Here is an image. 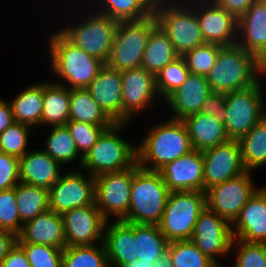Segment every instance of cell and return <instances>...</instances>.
Segmentation results:
<instances>
[{"label":"cell","instance_id":"6da1fadb","mask_svg":"<svg viewBox=\"0 0 266 267\" xmlns=\"http://www.w3.org/2000/svg\"><path fill=\"white\" fill-rule=\"evenodd\" d=\"M137 145V163L141 168L159 171L166 164L193 150L183 120L169 118L150 127Z\"/></svg>","mask_w":266,"mask_h":267},{"label":"cell","instance_id":"7a4b0ae2","mask_svg":"<svg viewBox=\"0 0 266 267\" xmlns=\"http://www.w3.org/2000/svg\"><path fill=\"white\" fill-rule=\"evenodd\" d=\"M48 41L50 70L61 81L56 84L69 89L86 88L105 65L71 43L60 31L53 32Z\"/></svg>","mask_w":266,"mask_h":267},{"label":"cell","instance_id":"3957f363","mask_svg":"<svg viewBox=\"0 0 266 267\" xmlns=\"http://www.w3.org/2000/svg\"><path fill=\"white\" fill-rule=\"evenodd\" d=\"M260 76L257 58L236 43L221 46L206 79L212 92L230 93L252 87Z\"/></svg>","mask_w":266,"mask_h":267},{"label":"cell","instance_id":"277c9868","mask_svg":"<svg viewBox=\"0 0 266 267\" xmlns=\"http://www.w3.org/2000/svg\"><path fill=\"white\" fill-rule=\"evenodd\" d=\"M170 192L159 171L141 168L136 162L131 185L130 208L123 221L158 225Z\"/></svg>","mask_w":266,"mask_h":267},{"label":"cell","instance_id":"5b68a950","mask_svg":"<svg viewBox=\"0 0 266 267\" xmlns=\"http://www.w3.org/2000/svg\"><path fill=\"white\" fill-rule=\"evenodd\" d=\"M153 14L180 56L205 43L195 9L186 0H155Z\"/></svg>","mask_w":266,"mask_h":267},{"label":"cell","instance_id":"8992f818","mask_svg":"<svg viewBox=\"0 0 266 267\" xmlns=\"http://www.w3.org/2000/svg\"><path fill=\"white\" fill-rule=\"evenodd\" d=\"M127 123H114L99 136L96 144L83 157L81 170L91 176L107 172H119L137 162L136 145L119 136Z\"/></svg>","mask_w":266,"mask_h":267},{"label":"cell","instance_id":"52a82bcc","mask_svg":"<svg viewBox=\"0 0 266 267\" xmlns=\"http://www.w3.org/2000/svg\"><path fill=\"white\" fill-rule=\"evenodd\" d=\"M89 12L88 15L81 14L78 23L69 24L59 31L75 46L106 64L119 22L95 11Z\"/></svg>","mask_w":266,"mask_h":267},{"label":"cell","instance_id":"ba28073f","mask_svg":"<svg viewBox=\"0 0 266 267\" xmlns=\"http://www.w3.org/2000/svg\"><path fill=\"white\" fill-rule=\"evenodd\" d=\"M206 208L202 191H172L158 224L168 242L191 240L199 214Z\"/></svg>","mask_w":266,"mask_h":267},{"label":"cell","instance_id":"9c48e42d","mask_svg":"<svg viewBox=\"0 0 266 267\" xmlns=\"http://www.w3.org/2000/svg\"><path fill=\"white\" fill-rule=\"evenodd\" d=\"M157 25L154 14L140 20L119 21L106 65L119 71L141 67L149 35Z\"/></svg>","mask_w":266,"mask_h":267},{"label":"cell","instance_id":"30bf717a","mask_svg":"<svg viewBox=\"0 0 266 267\" xmlns=\"http://www.w3.org/2000/svg\"><path fill=\"white\" fill-rule=\"evenodd\" d=\"M248 89L226 93L224 127L229 139L239 140L266 117L262 82Z\"/></svg>","mask_w":266,"mask_h":267},{"label":"cell","instance_id":"8fae6325","mask_svg":"<svg viewBox=\"0 0 266 267\" xmlns=\"http://www.w3.org/2000/svg\"><path fill=\"white\" fill-rule=\"evenodd\" d=\"M133 177L134 165L123 171L95 176V203L107 221L123 220L127 216Z\"/></svg>","mask_w":266,"mask_h":267},{"label":"cell","instance_id":"7c38bea8","mask_svg":"<svg viewBox=\"0 0 266 267\" xmlns=\"http://www.w3.org/2000/svg\"><path fill=\"white\" fill-rule=\"evenodd\" d=\"M251 174L252 171H245L237 177L207 189L206 207L232 224L258 189L255 188Z\"/></svg>","mask_w":266,"mask_h":267},{"label":"cell","instance_id":"4fadbf2b","mask_svg":"<svg viewBox=\"0 0 266 267\" xmlns=\"http://www.w3.org/2000/svg\"><path fill=\"white\" fill-rule=\"evenodd\" d=\"M80 169L62 173L49 189V209L63 214L71 209L95 203V177ZM64 174V175H63Z\"/></svg>","mask_w":266,"mask_h":267},{"label":"cell","instance_id":"5bb4252c","mask_svg":"<svg viewBox=\"0 0 266 267\" xmlns=\"http://www.w3.org/2000/svg\"><path fill=\"white\" fill-rule=\"evenodd\" d=\"M191 241L218 266L219 256L231 253L233 234L231 224L207 207L199 214Z\"/></svg>","mask_w":266,"mask_h":267},{"label":"cell","instance_id":"9a60e30c","mask_svg":"<svg viewBox=\"0 0 266 267\" xmlns=\"http://www.w3.org/2000/svg\"><path fill=\"white\" fill-rule=\"evenodd\" d=\"M123 123L130 124L133 117L147 108L153 107L156 97L155 75L145 68H133L121 71ZM153 105H152V104Z\"/></svg>","mask_w":266,"mask_h":267},{"label":"cell","instance_id":"2e32d148","mask_svg":"<svg viewBox=\"0 0 266 267\" xmlns=\"http://www.w3.org/2000/svg\"><path fill=\"white\" fill-rule=\"evenodd\" d=\"M195 9L205 43L229 46L237 43L238 19L213 0H187Z\"/></svg>","mask_w":266,"mask_h":267},{"label":"cell","instance_id":"e0dca14e","mask_svg":"<svg viewBox=\"0 0 266 267\" xmlns=\"http://www.w3.org/2000/svg\"><path fill=\"white\" fill-rule=\"evenodd\" d=\"M67 246L103 243L107 220L96 203L77 207L62 214Z\"/></svg>","mask_w":266,"mask_h":267},{"label":"cell","instance_id":"ac0fdd59","mask_svg":"<svg viewBox=\"0 0 266 267\" xmlns=\"http://www.w3.org/2000/svg\"><path fill=\"white\" fill-rule=\"evenodd\" d=\"M204 159V192L210 187L247 171L242 163L238 140L229 139L202 151Z\"/></svg>","mask_w":266,"mask_h":267},{"label":"cell","instance_id":"d6986e66","mask_svg":"<svg viewBox=\"0 0 266 267\" xmlns=\"http://www.w3.org/2000/svg\"><path fill=\"white\" fill-rule=\"evenodd\" d=\"M172 191L204 192V159L202 151L192 150L159 170Z\"/></svg>","mask_w":266,"mask_h":267},{"label":"cell","instance_id":"ffe728a7","mask_svg":"<svg viewBox=\"0 0 266 267\" xmlns=\"http://www.w3.org/2000/svg\"><path fill=\"white\" fill-rule=\"evenodd\" d=\"M231 228L233 238L249 243H266V186L258 187Z\"/></svg>","mask_w":266,"mask_h":267},{"label":"cell","instance_id":"44dd1931","mask_svg":"<svg viewBox=\"0 0 266 267\" xmlns=\"http://www.w3.org/2000/svg\"><path fill=\"white\" fill-rule=\"evenodd\" d=\"M121 71L106 64L86 87L92 98L114 123H123Z\"/></svg>","mask_w":266,"mask_h":267},{"label":"cell","instance_id":"7402d4cb","mask_svg":"<svg viewBox=\"0 0 266 267\" xmlns=\"http://www.w3.org/2000/svg\"><path fill=\"white\" fill-rule=\"evenodd\" d=\"M211 92L206 76L190 73L186 81L165 100L173 114L170 118L184 120L199 113Z\"/></svg>","mask_w":266,"mask_h":267},{"label":"cell","instance_id":"603a6c76","mask_svg":"<svg viewBox=\"0 0 266 267\" xmlns=\"http://www.w3.org/2000/svg\"><path fill=\"white\" fill-rule=\"evenodd\" d=\"M17 243L42 244L64 250L67 245L62 215L48 209L25 222Z\"/></svg>","mask_w":266,"mask_h":267},{"label":"cell","instance_id":"cb8c5ba5","mask_svg":"<svg viewBox=\"0 0 266 267\" xmlns=\"http://www.w3.org/2000/svg\"><path fill=\"white\" fill-rule=\"evenodd\" d=\"M112 221L109 220L105 224L103 242L109 266L121 267L138 258L135 252L134 224L123 220Z\"/></svg>","mask_w":266,"mask_h":267},{"label":"cell","instance_id":"d4e9b609","mask_svg":"<svg viewBox=\"0 0 266 267\" xmlns=\"http://www.w3.org/2000/svg\"><path fill=\"white\" fill-rule=\"evenodd\" d=\"M237 43L256 58L266 49V0H256L238 19Z\"/></svg>","mask_w":266,"mask_h":267},{"label":"cell","instance_id":"484cf974","mask_svg":"<svg viewBox=\"0 0 266 267\" xmlns=\"http://www.w3.org/2000/svg\"><path fill=\"white\" fill-rule=\"evenodd\" d=\"M20 182L50 189L63 173L62 166L43 149L19 158Z\"/></svg>","mask_w":266,"mask_h":267},{"label":"cell","instance_id":"4316f807","mask_svg":"<svg viewBox=\"0 0 266 267\" xmlns=\"http://www.w3.org/2000/svg\"><path fill=\"white\" fill-rule=\"evenodd\" d=\"M183 122L194 150L203 151L229 140L224 123L212 114L199 112L186 117Z\"/></svg>","mask_w":266,"mask_h":267},{"label":"cell","instance_id":"83f0119b","mask_svg":"<svg viewBox=\"0 0 266 267\" xmlns=\"http://www.w3.org/2000/svg\"><path fill=\"white\" fill-rule=\"evenodd\" d=\"M70 89L52 81L43 82V111L40 126H65L69 121Z\"/></svg>","mask_w":266,"mask_h":267},{"label":"cell","instance_id":"f1b7e54d","mask_svg":"<svg viewBox=\"0 0 266 267\" xmlns=\"http://www.w3.org/2000/svg\"><path fill=\"white\" fill-rule=\"evenodd\" d=\"M179 56L167 34L157 25L149 35L141 67L156 75Z\"/></svg>","mask_w":266,"mask_h":267},{"label":"cell","instance_id":"f546056e","mask_svg":"<svg viewBox=\"0 0 266 267\" xmlns=\"http://www.w3.org/2000/svg\"><path fill=\"white\" fill-rule=\"evenodd\" d=\"M93 0L89 4V10L109 16L116 21L140 20L153 14L155 0ZM100 2V3H99ZM97 3V4H96ZM96 10H95V6Z\"/></svg>","mask_w":266,"mask_h":267},{"label":"cell","instance_id":"4dcf8cb0","mask_svg":"<svg viewBox=\"0 0 266 267\" xmlns=\"http://www.w3.org/2000/svg\"><path fill=\"white\" fill-rule=\"evenodd\" d=\"M15 122L30 127L40 125L43 111V81L29 85L10 101Z\"/></svg>","mask_w":266,"mask_h":267},{"label":"cell","instance_id":"1f68e13d","mask_svg":"<svg viewBox=\"0 0 266 267\" xmlns=\"http://www.w3.org/2000/svg\"><path fill=\"white\" fill-rule=\"evenodd\" d=\"M69 121L87 122L105 129L114 124L86 88L70 89Z\"/></svg>","mask_w":266,"mask_h":267},{"label":"cell","instance_id":"d6a6232c","mask_svg":"<svg viewBox=\"0 0 266 267\" xmlns=\"http://www.w3.org/2000/svg\"><path fill=\"white\" fill-rule=\"evenodd\" d=\"M242 163L247 171L260 169L266 164V117L238 140Z\"/></svg>","mask_w":266,"mask_h":267},{"label":"cell","instance_id":"836d02e7","mask_svg":"<svg viewBox=\"0 0 266 267\" xmlns=\"http://www.w3.org/2000/svg\"><path fill=\"white\" fill-rule=\"evenodd\" d=\"M137 260L155 262L167 250L168 241L158 225L134 224Z\"/></svg>","mask_w":266,"mask_h":267},{"label":"cell","instance_id":"e575fe53","mask_svg":"<svg viewBox=\"0 0 266 267\" xmlns=\"http://www.w3.org/2000/svg\"><path fill=\"white\" fill-rule=\"evenodd\" d=\"M19 218L24 224L49 209V189L19 182L15 187Z\"/></svg>","mask_w":266,"mask_h":267},{"label":"cell","instance_id":"d590c367","mask_svg":"<svg viewBox=\"0 0 266 267\" xmlns=\"http://www.w3.org/2000/svg\"><path fill=\"white\" fill-rule=\"evenodd\" d=\"M50 135L46 137L45 147L43 150L56 160L61 166L62 164H73L76 158L79 159L78 164L81 167L83 156L78 152L75 141L72 138L66 126L50 127Z\"/></svg>","mask_w":266,"mask_h":267},{"label":"cell","instance_id":"8d00e7d4","mask_svg":"<svg viewBox=\"0 0 266 267\" xmlns=\"http://www.w3.org/2000/svg\"><path fill=\"white\" fill-rule=\"evenodd\" d=\"M62 267H110L104 242L66 246L62 254Z\"/></svg>","mask_w":266,"mask_h":267},{"label":"cell","instance_id":"74e56055","mask_svg":"<svg viewBox=\"0 0 266 267\" xmlns=\"http://www.w3.org/2000/svg\"><path fill=\"white\" fill-rule=\"evenodd\" d=\"M189 74L190 71L183 56H179L161 69L155 75L156 88L160 99L163 98L165 101L186 81Z\"/></svg>","mask_w":266,"mask_h":267},{"label":"cell","instance_id":"f35d334b","mask_svg":"<svg viewBox=\"0 0 266 267\" xmlns=\"http://www.w3.org/2000/svg\"><path fill=\"white\" fill-rule=\"evenodd\" d=\"M167 250L171 254L174 267H219L203 254L191 240L169 242Z\"/></svg>","mask_w":266,"mask_h":267},{"label":"cell","instance_id":"ab89813d","mask_svg":"<svg viewBox=\"0 0 266 267\" xmlns=\"http://www.w3.org/2000/svg\"><path fill=\"white\" fill-rule=\"evenodd\" d=\"M32 127L14 122L0 134V152L21 158L28 151L27 146L32 135Z\"/></svg>","mask_w":266,"mask_h":267},{"label":"cell","instance_id":"60d3db41","mask_svg":"<svg viewBox=\"0 0 266 267\" xmlns=\"http://www.w3.org/2000/svg\"><path fill=\"white\" fill-rule=\"evenodd\" d=\"M220 48L218 44L204 43L186 52L183 57L190 73L206 76L214 66Z\"/></svg>","mask_w":266,"mask_h":267},{"label":"cell","instance_id":"b9f144b4","mask_svg":"<svg viewBox=\"0 0 266 267\" xmlns=\"http://www.w3.org/2000/svg\"><path fill=\"white\" fill-rule=\"evenodd\" d=\"M237 249L233 267H266V243H249L233 238L231 252Z\"/></svg>","mask_w":266,"mask_h":267},{"label":"cell","instance_id":"7bdbcfd3","mask_svg":"<svg viewBox=\"0 0 266 267\" xmlns=\"http://www.w3.org/2000/svg\"><path fill=\"white\" fill-rule=\"evenodd\" d=\"M17 244L25 252L31 267H62V249L34 243Z\"/></svg>","mask_w":266,"mask_h":267},{"label":"cell","instance_id":"ee69618b","mask_svg":"<svg viewBox=\"0 0 266 267\" xmlns=\"http://www.w3.org/2000/svg\"><path fill=\"white\" fill-rule=\"evenodd\" d=\"M23 223L19 218L15 187L0 191V230L21 233Z\"/></svg>","mask_w":266,"mask_h":267},{"label":"cell","instance_id":"f6af8a7d","mask_svg":"<svg viewBox=\"0 0 266 267\" xmlns=\"http://www.w3.org/2000/svg\"><path fill=\"white\" fill-rule=\"evenodd\" d=\"M65 126L75 141L78 152L84 157L96 144L105 128L87 122L68 121Z\"/></svg>","mask_w":266,"mask_h":267},{"label":"cell","instance_id":"bcb514c9","mask_svg":"<svg viewBox=\"0 0 266 267\" xmlns=\"http://www.w3.org/2000/svg\"><path fill=\"white\" fill-rule=\"evenodd\" d=\"M19 182V158L0 153V191L16 187Z\"/></svg>","mask_w":266,"mask_h":267},{"label":"cell","instance_id":"7dc6e473","mask_svg":"<svg viewBox=\"0 0 266 267\" xmlns=\"http://www.w3.org/2000/svg\"><path fill=\"white\" fill-rule=\"evenodd\" d=\"M226 93L211 92L202 103L200 112L212 114L220 121H224L226 115Z\"/></svg>","mask_w":266,"mask_h":267},{"label":"cell","instance_id":"c3c4849f","mask_svg":"<svg viewBox=\"0 0 266 267\" xmlns=\"http://www.w3.org/2000/svg\"><path fill=\"white\" fill-rule=\"evenodd\" d=\"M218 6L224 8L232 14L236 19H239L256 0H213Z\"/></svg>","mask_w":266,"mask_h":267},{"label":"cell","instance_id":"681fc988","mask_svg":"<svg viewBox=\"0 0 266 267\" xmlns=\"http://www.w3.org/2000/svg\"><path fill=\"white\" fill-rule=\"evenodd\" d=\"M0 267H31L23 249L16 244L4 258Z\"/></svg>","mask_w":266,"mask_h":267},{"label":"cell","instance_id":"f907efd6","mask_svg":"<svg viewBox=\"0 0 266 267\" xmlns=\"http://www.w3.org/2000/svg\"><path fill=\"white\" fill-rule=\"evenodd\" d=\"M18 236L12 232L0 230V264L17 244Z\"/></svg>","mask_w":266,"mask_h":267},{"label":"cell","instance_id":"816d5d0a","mask_svg":"<svg viewBox=\"0 0 266 267\" xmlns=\"http://www.w3.org/2000/svg\"><path fill=\"white\" fill-rule=\"evenodd\" d=\"M13 112L10 102L0 98V134L13 124Z\"/></svg>","mask_w":266,"mask_h":267},{"label":"cell","instance_id":"f5cc1de1","mask_svg":"<svg viewBox=\"0 0 266 267\" xmlns=\"http://www.w3.org/2000/svg\"><path fill=\"white\" fill-rule=\"evenodd\" d=\"M154 267H174L172 264L171 254L168 250L162 254L160 258H158L154 262Z\"/></svg>","mask_w":266,"mask_h":267},{"label":"cell","instance_id":"db71d44e","mask_svg":"<svg viewBox=\"0 0 266 267\" xmlns=\"http://www.w3.org/2000/svg\"><path fill=\"white\" fill-rule=\"evenodd\" d=\"M257 64L260 73L266 77V49L257 57Z\"/></svg>","mask_w":266,"mask_h":267},{"label":"cell","instance_id":"11a10c76","mask_svg":"<svg viewBox=\"0 0 266 267\" xmlns=\"http://www.w3.org/2000/svg\"><path fill=\"white\" fill-rule=\"evenodd\" d=\"M121 267H154V262H146L142 260H135L131 263H126L122 265Z\"/></svg>","mask_w":266,"mask_h":267}]
</instances>
